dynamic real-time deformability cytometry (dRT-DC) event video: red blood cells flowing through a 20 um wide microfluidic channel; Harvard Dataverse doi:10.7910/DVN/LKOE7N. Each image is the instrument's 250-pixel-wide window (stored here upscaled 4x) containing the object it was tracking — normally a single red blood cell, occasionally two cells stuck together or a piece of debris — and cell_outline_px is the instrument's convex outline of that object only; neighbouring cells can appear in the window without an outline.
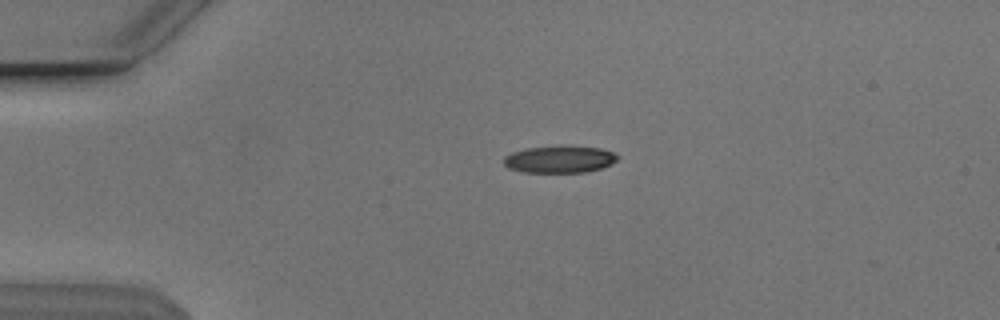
{"species": "Egyptian fruit bat (a non-hibernating species)", "species_latin": "Rousettus aegyptiacus", "temperature_condition": "cold", "stored_images_in_passage": 42, "camera_frame_rate_fps": 3000, "um_per_image_px": 0.085, "animal": {"sex": "male"}, "frame": {"image": 1, "passage_image": 1, "time_ms": 0.0, "image_size_px": [1000, 320], "cell_outline_px": [[620, 156], [612, 164], [600, 168], [584, 172], [524, 172], [508, 168], [504, 164], [504, 156], [512, 152], [524, 148], [564, 144], [572, 144], [600, 148], [612, 152]], "centroid_in_image_um": [47.56, 13.5], "position_along_channel_um": 37.4, "area_um2": 18.44}}
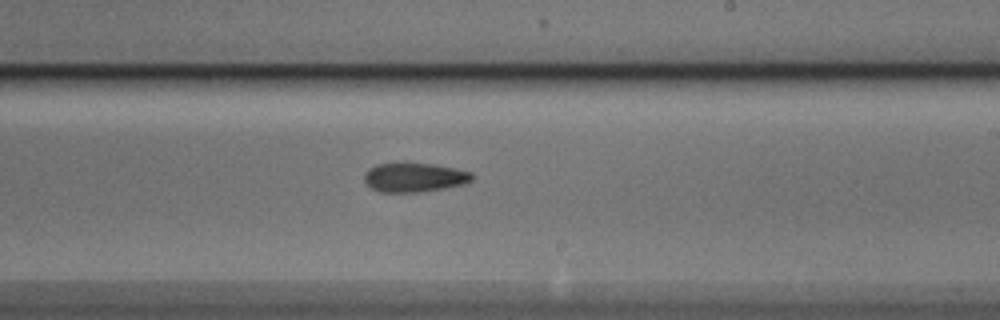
{"frame": {"image": 2, "passage_image": 21, "time_ms": 6.667, "image_size_px": [1000, 320], "cell_outline_px": [[476, 176], [472, 180], [464, 184], [444, 188], [416, 192], [380, 192], [372, 188], [364, 180], [364, 172], [368, 168], [376, 164], [404, 160], [436, 164], [456, 168], [472, 172]], "centroid_in_image_um": [35.21, 15.02], "position_along_channel_um": 253.8, "area_um2": 19.13}}
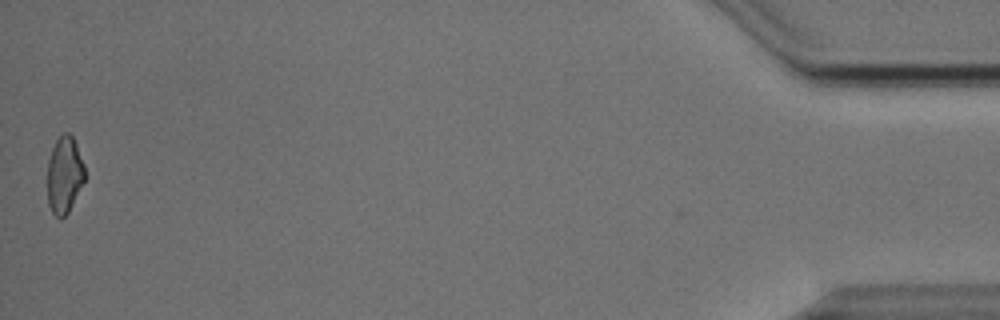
{"frame": {"image": 3, "passage_image": 42, "time_ms": 13.667, "image_size_px": [1000, 320], "cell_outline_px": [[84, 180], [68, 212], [60, 220], [52, 212], [48, 204], [48, 160], [52, 148], [56, 140], [64, 132], [68, 132], [72, 136], [76, 144], [84, 164]], "centroid_in_image_um": [5.46, 14.86], "position_along_channel_um": 429.7, "area_um2": 16.53}, "authors_computed_cell_mechanics": {"area_um2": 18.0914, "velocity_mm_per_s": 3.8474, "shape_relaxation_time_tau1_ms": 7.4703, "shape_relaxation_time_tau2_ms": 8.6264, "deformation_change_tau1": 0.1465, "deformation_change_tau2": 0.1931}}